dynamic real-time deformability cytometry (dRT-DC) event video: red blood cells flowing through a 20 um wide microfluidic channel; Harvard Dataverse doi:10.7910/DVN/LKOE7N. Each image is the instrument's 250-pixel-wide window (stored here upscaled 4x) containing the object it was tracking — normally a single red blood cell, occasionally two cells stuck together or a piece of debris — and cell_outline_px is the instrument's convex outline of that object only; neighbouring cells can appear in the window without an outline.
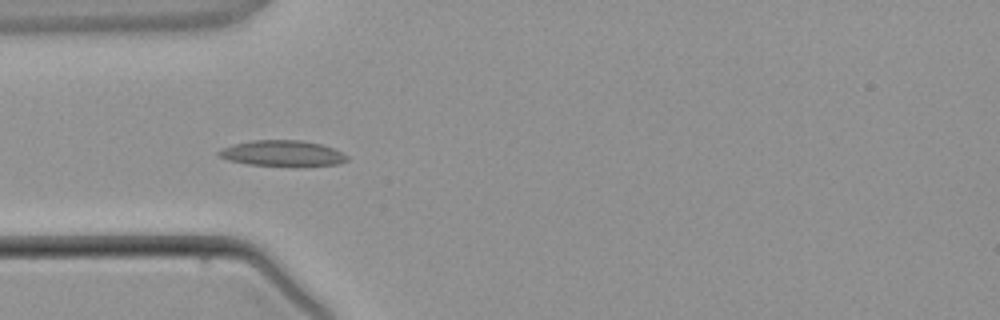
{"species": "common noctule bat (a hibernating species)", "species_latin": "Nyctalus noctula", "temperature_condition": "warm", "stored_images_in_passage": 5, "camera_frame_rate_fps": 3000, "um_per_image_px": 0.085, "animal": {"sex": "male", "body_mass_g": 21.5, "forearm_length_mm": 52.0}, "frame": {"image": 1, "passage_image": 4, "time_ms": 4.333, "image_size_px": [1000, 320], "cell_outline_px": [[348, 160], [340, 164], [248, 164], [228, 160], [220, 156], [216, 152], [220, 148], [232, 144], [252, 140], [300, 140], [320, 144], [332, 148], [348, 156]], "centroid_in_image_um": [23.93, 12.99], "position_along_channel_um": 61.1, "area_um2": 18.55}}
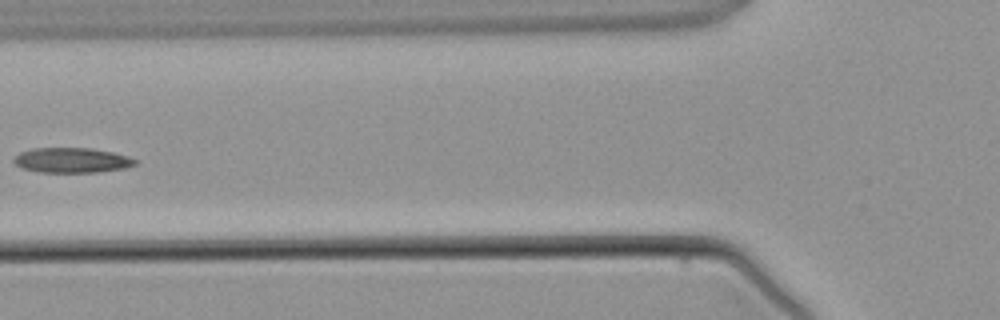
{"frame": {"image": 2, "passage_image": 5, "time_ms": 5.667, "image_size_px": [1000, 320], "cell_outline_px": [[136, 164], [124, 168], [100, 172], [40, 172], [20, 168], [12, 160], [20, 152], [32, 148], [92, 148], [112, 152], [128, 156], [136, 160]], "centroid_in_image_um": [6.08, 13.62], "position_along_channel_um": 119.7, "area_um2": 17.69}}